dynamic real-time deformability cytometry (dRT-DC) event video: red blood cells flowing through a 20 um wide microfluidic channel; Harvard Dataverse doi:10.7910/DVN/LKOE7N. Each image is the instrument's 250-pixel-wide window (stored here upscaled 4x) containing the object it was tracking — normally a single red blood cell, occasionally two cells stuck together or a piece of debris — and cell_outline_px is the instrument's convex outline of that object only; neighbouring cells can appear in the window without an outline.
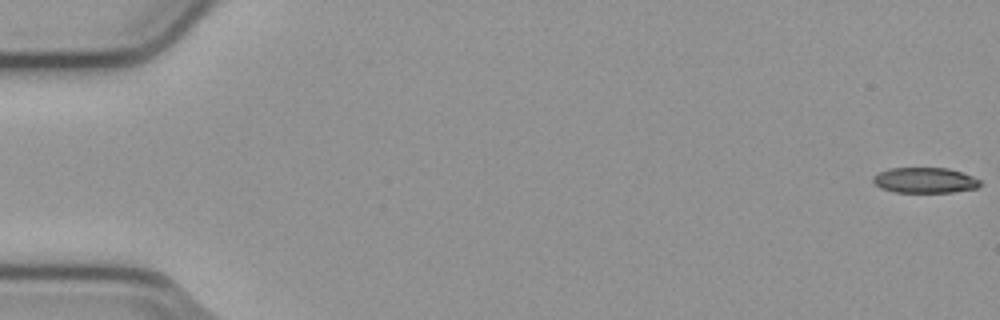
{"species": "common noctule bat (a hibernating species)", "species_latin": "Nyctalus noctula", "temperature_condition": "cold", "stored_images_in_passage": 55, "camera_frame_rate_fps": 3000, "um_per_image_px": 0.085, "animal": {"sex": "male", "body_mass_g": 23.1, "forearm_length_mm": 52.7}, "frame": {"image": 1, "passage_image": 1, "time_ms": 0.0, "image_size_px": [1000, 320], "cell_outline_px": [[980, 184], [976, 188], [952, 192], [896, 192], [880, 188], [872, 180], [872, 176], [888, 168], [948, 168], [972, 176], [980, 180]], "centroid_in_image_um": [78.58, 15.32], "position_along_channel_um": 6.4, "area_um2": 15.78}}
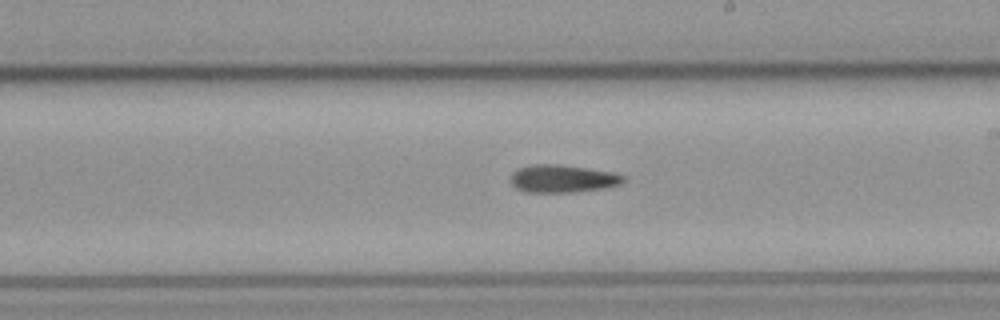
{"frame": {"image": 2, "passage_image": 32, "time_ms": 10.333, "image_size_px": [1000, 320], "cell_outline_px": [[624, 180], [620, 184], [604, 188], [576, 192], [524, 192], [516, 188], [512, 184], [512, 176], [520, 168], [536, 164], [556, 164], [588, 168], [616, 172], [624, 176]], "centroid_in_image_um": [47.87, 15.19], "position_along_channel_um": 241.1, "area_um2": 18.03}}
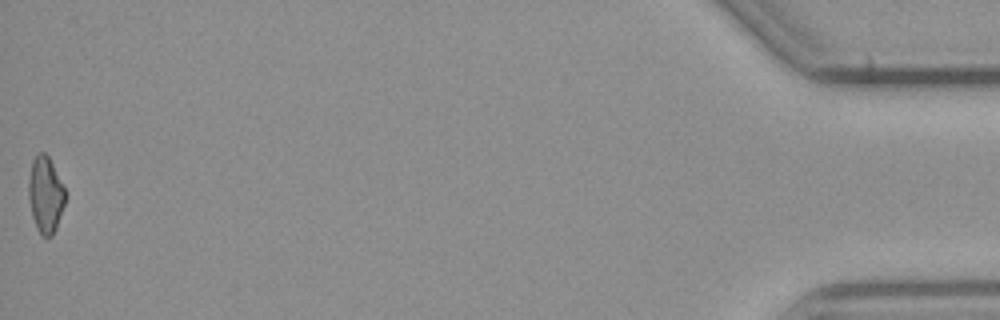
{"frame": {"image": 3, "passage_image": 55, "time_ms": 18.0, "image_size_px": [1000, 320], "cell_outline_px": [[64, 204], [56, 228], [52, 236], [44, 236], [40, 232], [32, 216], [28, 200], [28, 180], [32, 160], [40, 152], [44, 152], [48, 156], [64, 188]], "centroid_in_image_um": [3.83, 16.53], "position_along_channel_um": 431.4, "area_um2": 15.9}, "authors_computed_cell_mechanics": {"area_um2": 17.5134, "velocity_mm_per_s": 3.8081, "shape_relaxation_time_tau1_ms": null, "shape_relaxation_time_tau2_ms": 8.7026, "deformation_change_tau1": null, "deformation_change_tau2": 0.2094}}